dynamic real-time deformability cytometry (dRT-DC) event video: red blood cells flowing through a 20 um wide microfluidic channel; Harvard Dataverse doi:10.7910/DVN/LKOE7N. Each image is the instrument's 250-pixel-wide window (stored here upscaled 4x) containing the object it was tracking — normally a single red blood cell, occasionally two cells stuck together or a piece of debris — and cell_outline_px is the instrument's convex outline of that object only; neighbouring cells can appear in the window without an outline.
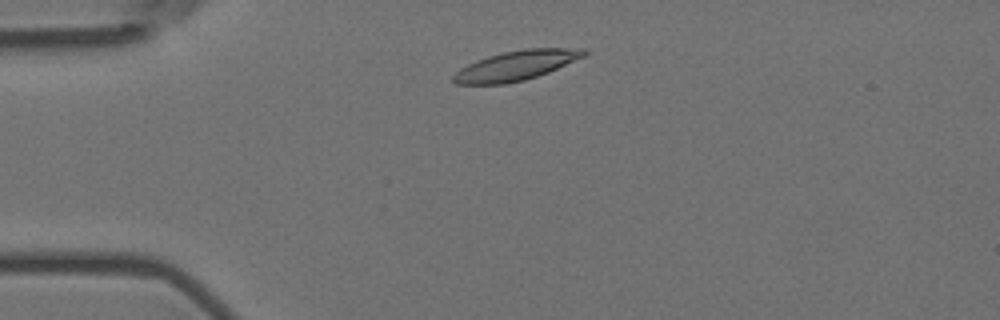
{"species": "Egyptian fruit bat (a non-hibernating species)", "species_latin": "Rousettus aegyptiacus", "temperature_condition": "room temperature", "stored_images_in_passage": 2, "camera_frame_rate_fps": 3000, "um_per_image_px": 0.085, "animal": {"sex": "female"}, "frame": {"image": 1, "passage_image": 1, "time_ms": 0.0, "image_size_px": [1000, 320], "cell_outline_px": [[588, 52], [584, 56], [548, 72], [524, 80], [504, 84], [456, 84], [452, 80], [452, 76], [460, 68], [476, 60], [488, 56], [504, 52], [524, 48], [584, 48]], "centroid_in_image_um": [43.85, 5.56], "position_along_channel_um": 41.2, "area_um2": 22.43}}